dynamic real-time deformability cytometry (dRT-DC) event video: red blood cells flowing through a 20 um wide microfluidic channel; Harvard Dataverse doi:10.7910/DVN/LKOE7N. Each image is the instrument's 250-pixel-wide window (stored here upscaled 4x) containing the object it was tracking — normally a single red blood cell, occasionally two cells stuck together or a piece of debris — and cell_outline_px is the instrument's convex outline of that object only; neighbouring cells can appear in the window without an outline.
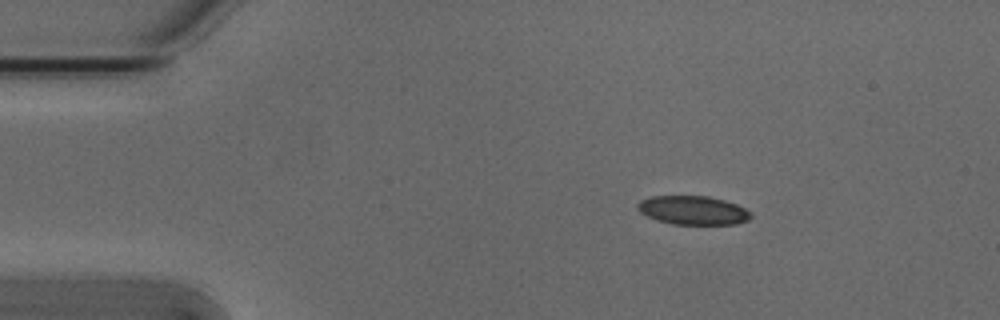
{"species": "Egyptian fruit bat (a non-hibernating species)", "species_latin": "Rousettus aegyptiacus", "temperature_condition": "cold", "stored_images_in_passage": 43, "camera_frame_rate_fps": 3000, "um_per_image_px": 0.085, "animal": {"sex": "male"}, "frame": {"image": 1, "passage_image": 1, "time_ms": 0.0, "image_size_px": [1000, 320], "cell_outline_px": [[752, 216], [748, 220], [736, 224], [672, 224], [656, 220], [640, 212], [636, 208], [636, 204], [640, 200], [652, 196], [708, 196], [724, 200], [736, 204], [744, 208]], "centroid_in_image_um": [58.87, 17.87], "position_along_channel_um": 26.1, "area_um2": 18.96}}
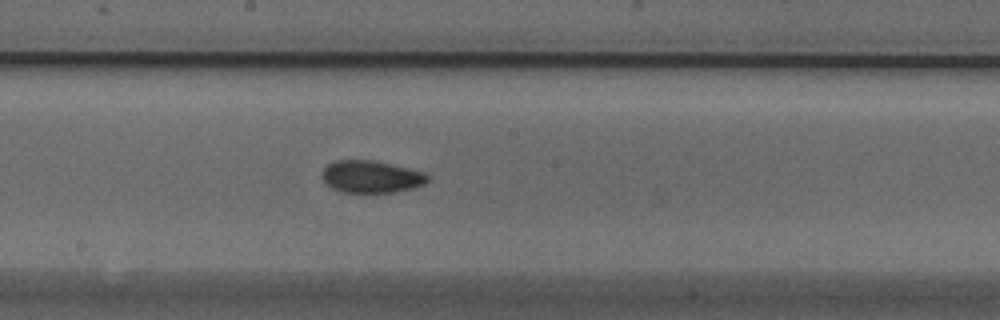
{"frame": {"image": 2, "passage_image": 21, "time_ms": 6.667, "image_size_px": [1000, 320], "cell_outline_px": [[428, 180], [424, 184], [412, 188], [392, 192], [340, 192], [332, 188], [324, 180], [324, 168], [328, 164], [336, 160], [372, 160], [392, 164], [424, 172], [428, 176]], "centroid_in_image_um": [31.56, 15.01], "position_along_channel_um": 216.6, "area_um2": 19.54}}
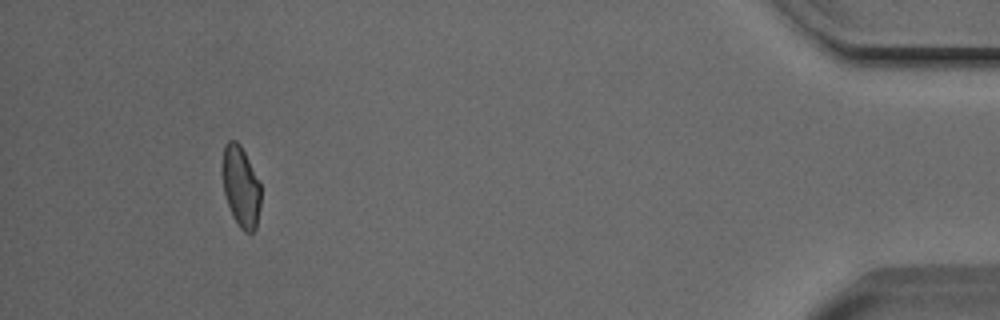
{"frame": {"image": 3, "passage_image": 42, "time_ms": 13.667, "image_size_px": [1000, 320], "cell_outline_px": [[260, 208], [256, 228], [252, 232], [244, 232], [240, 228], [232, 216], [224, 192], [220, 168], [224, 144], [228, 140], [236, 140], [240, 144], [260, 184]], "centroid_in_image_um": [20.43, 15.84], "position_along_channel_um": 414.8, "area_um2": 18.32}}